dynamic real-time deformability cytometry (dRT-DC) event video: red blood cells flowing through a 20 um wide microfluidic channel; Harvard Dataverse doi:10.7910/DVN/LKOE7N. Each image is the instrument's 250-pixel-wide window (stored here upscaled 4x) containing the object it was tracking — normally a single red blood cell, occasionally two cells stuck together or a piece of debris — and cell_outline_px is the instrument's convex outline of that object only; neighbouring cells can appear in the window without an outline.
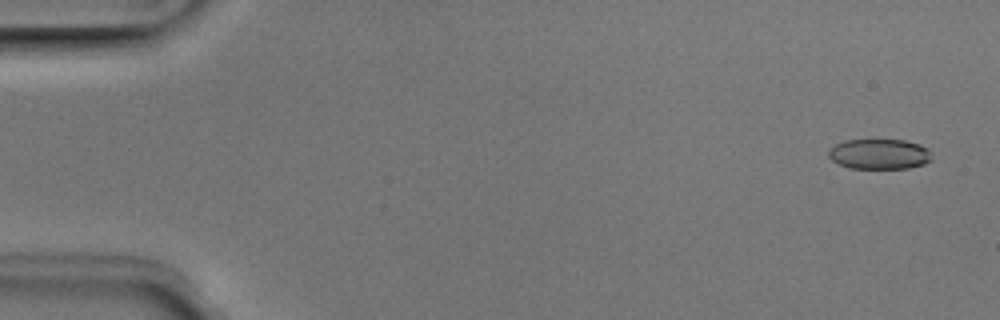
{"species": "Egyptian fruit bat (a non-hibernating species)", "species_latin": "Rousettus aegyptiacus", "temperature_condition": "room temperature", "stored_images_in_passage": 51, "camera_frame_rate_fps": 3000, "um_per_image_px": 0.085, "animal": {"sex": "male"}, "frame": {"image": 1, "passage_image": 3, "time_ms": 0.667, "image_size_px": [1000, 320], "cell_outline_px": [[932, 160], [924, 164], [908, 168], [848, 168], [832, 160], [828, 156], [828, 152], [836, 144], [844, 140], [904, 140], [920, 144], [928, 148], [932, 152]], "centroid_in_image_um": [74.79, 13.09], "position_along_channel_um": 10.2, "area_um2": 18.26}}
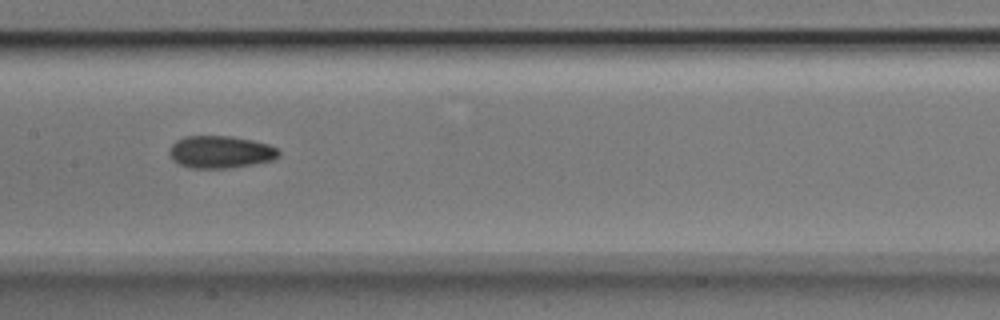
{"frame": {"image": 2, "passage_image": 26, "time_ms": 8.333, "image_size_px": [1000, 320], "cell_outline_px": [[280, 156], [272, 160], [252, 164], [228, 168], [192, 168], [180, 164], [172, 160], [168, 152], [168, 148], [176, 140], [184, 136], [232, 136], [252, 140], [268, 144], [276, 148], [280, 152]], "centroid_in_image_um": [18.71, 12.91], "position_along_channel_um": 188.7, "area_um2": 20.69}}
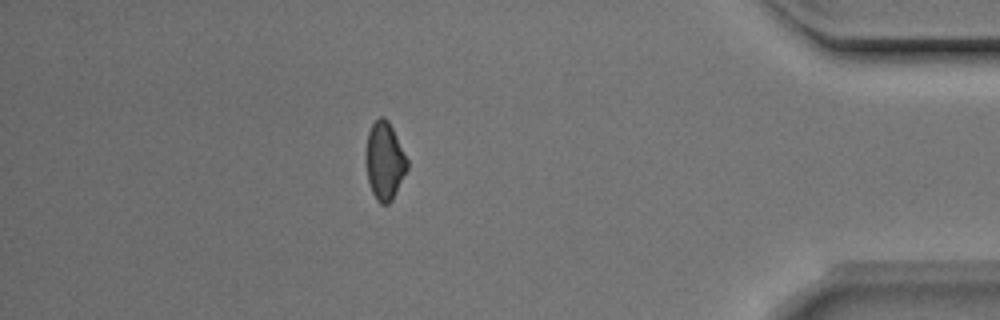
{"frame": {"image": 3, "passage_image": 45, "time_ms": 14.667, "image_size_px": [1000, 320], "cell_outline_px": [[408, 168], [392, 200], [388, 204], [380, 204], [376, 200], [372, 192], [368, 180], [364, 160], [364, 156], [368, 132], [372, 124], [380, 116], [384, 116], [388, 120], [408, 160]], "centroid_in_image_um": [32.66, 13.68], "position_along_channel_um": 402.5, "area_um2": 18.9}, "authors_computed_cell_mechanics": {"area_um2": 19.7098, "velocity_mm_per_s": 4.0313, "shape_relaxation_time_tau1_ms": 5.0361, "shape_relaxation_time_tau2_ms": 4.8987, "deformation_change_tau1": 0.1115, "deformation_change_tau2": 0.0999}}